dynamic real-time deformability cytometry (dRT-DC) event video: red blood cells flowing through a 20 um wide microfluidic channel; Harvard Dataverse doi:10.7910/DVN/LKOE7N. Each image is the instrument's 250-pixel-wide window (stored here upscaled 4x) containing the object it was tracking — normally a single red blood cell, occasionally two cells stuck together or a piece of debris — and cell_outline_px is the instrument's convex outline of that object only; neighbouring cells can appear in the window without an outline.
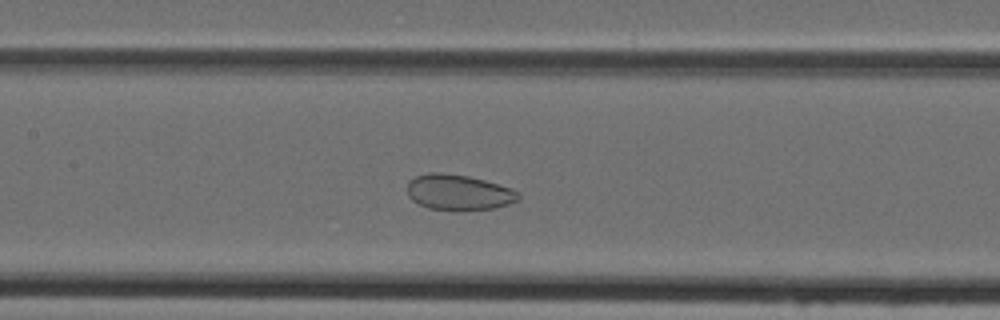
{"species": "Egyptian fruit bat (a non-hibernating species)", "species_latin": "Rousettus aegyptiacus", "temperature_condition": "cold", "stored_images_in_passage": 38, "camera_frame_rate_fps": 3000, "um_per_image_px": 0.085, "animal": {"sex": "female"}, "frame": {"image": 1, "passage_image": 14, "time_ms": 4.333, "image_size_px": [1000, 320], "cell_outline_px": [[520, 200], [496, 208], [428, 208], [412, 200], [408, 196], [408, 180], [416, 176], [428, 172], [440, 172], [468, 176], [484, 180], [512, 188], [520, 192]], "centroid_in_image_um": [39.0, 16.31], "position_along_channel_um": 168.4, "area_um2": 22.6}}
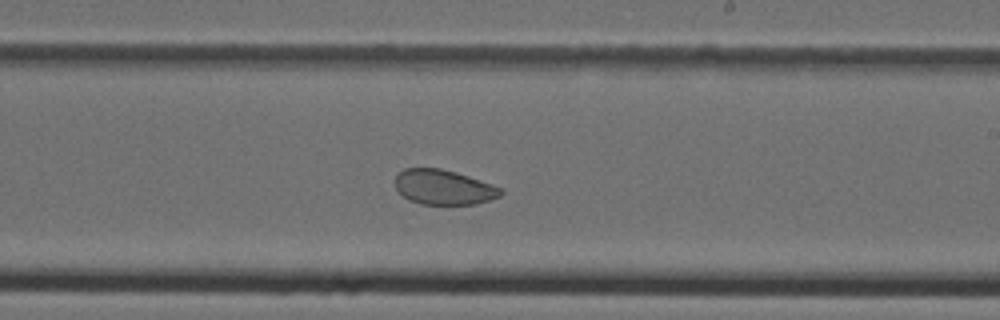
{"frame": {"image": 2, "passage_image": 20, "time_ms": 6.333, "image_size_px": [1000, 320], "cell_outline_px": [[504, 192], [500, 196], [476, 204], [420, 204], [408, 200], [396, 188], [396, 176], [404, 168], [440, 168], [456, 172], [492, 184], [500, 188]], "centroid_in_image_um": [37.71, 15.91], "position_along_channel_um": 251.3, "area_um2": 21.33}}
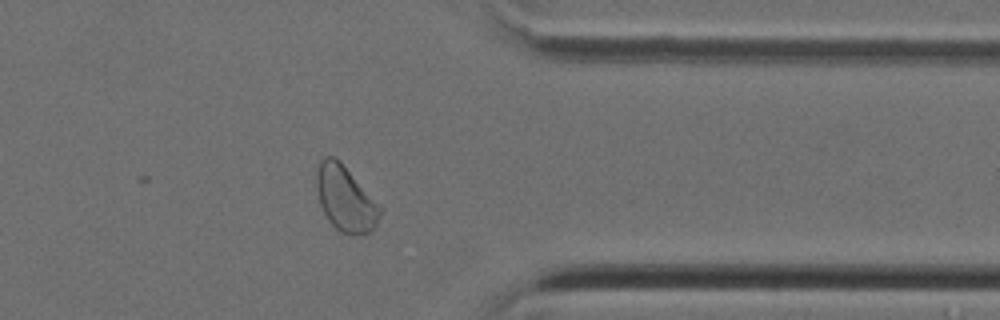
{"frame": {"image": 3, "passage_image": 30, "time_ms": 9.667, "image_size_px": [1000, 320], "cell_outline_px": [[384, 208], [376, 224], [368, 232], [340, 232], [328, 220], [320, 204], [316, 188], [316, 172], [320, 160], [324, 156], [332, 156]], "centroid_in_image_um": [29.34, 16.88], "position_along_channel_um": 382.1, "area_um2": 23.35}}